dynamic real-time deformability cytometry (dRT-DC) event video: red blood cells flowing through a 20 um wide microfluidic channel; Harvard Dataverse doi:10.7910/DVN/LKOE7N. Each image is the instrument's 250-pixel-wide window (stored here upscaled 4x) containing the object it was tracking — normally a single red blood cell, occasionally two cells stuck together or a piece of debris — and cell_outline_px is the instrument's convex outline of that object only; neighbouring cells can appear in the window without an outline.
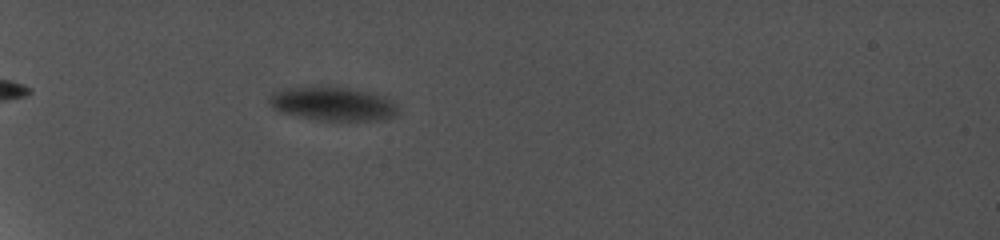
{"species": "common noctule bat (a hibernating species)", "species_latin": "Nyctalus noctula", "temperature_condition": "cold", "stored_images_in_passage": 11, "camera_frame_rate_fps": 5000, "um_per_image_px": 0.085, "animal": {"sex": "female", "body_mass_g": 19.0, "forearm_length_mm": 56.7}, "frame": {"image": 1, "passage_image": 5, "time_ms": 3.6, "image_size_px": [1000, 240], "cell_outline_px": [[396, 112], [388, 116], [356, 120], [348, 120], [312, 116], [288, 112], [276, 108], [272, 104], [272, 92], [288, 88], [336, 84], [384, 96], [396, 108]], "centroid_in_image_um": [28.29, 8.71], "position_along_channel_um": 56.7, "area_um2": 23.58}}
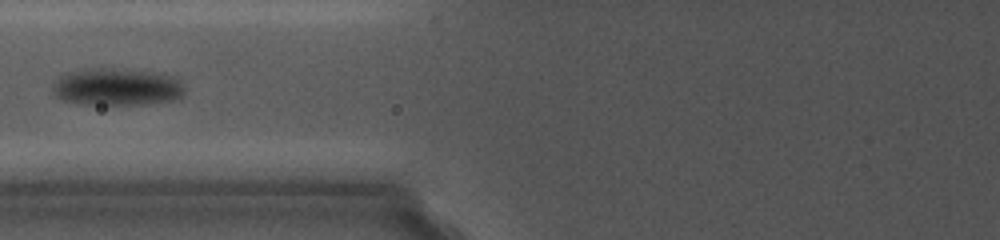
{"frame": {"image": 2, "passage_image": 8, "time_ms": 6.4, "image_size_px": [1000, 240], "cell_outline_px": [[180, 92], [176, 96], [164, 100], [128, 104], [100, 104], [64, 100], [56, 92], [56, 76], [68, 72], [88, 68], [112, 68], [144, 72], [164, 76], [180, 84]], "centroid_in_image_um": [9.75, 7.36], "position_along_channel_um": 116.0, "area_um2": 26.41}}